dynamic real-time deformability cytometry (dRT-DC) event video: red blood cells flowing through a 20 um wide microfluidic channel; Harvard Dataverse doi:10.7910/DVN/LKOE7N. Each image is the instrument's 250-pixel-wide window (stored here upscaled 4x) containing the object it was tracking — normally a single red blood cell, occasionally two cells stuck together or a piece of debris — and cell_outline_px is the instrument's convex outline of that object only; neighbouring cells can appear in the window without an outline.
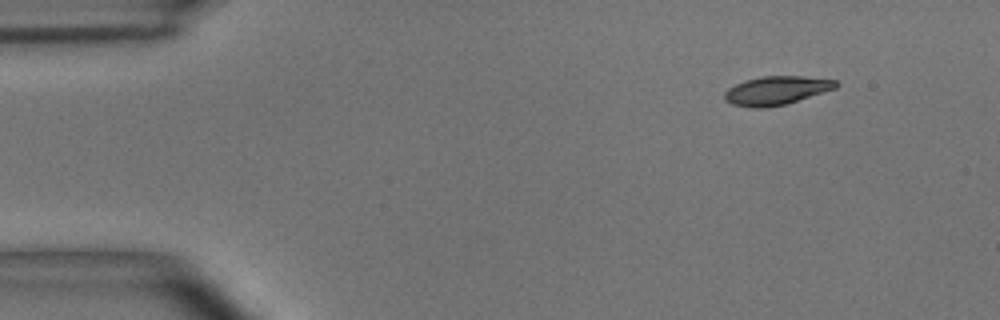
{"species": "common noctule bat (a hibernating species)", "species_latin": "Nyctalus noctula", "temperature_condition": "room temperature", "stored_images_in_passage": 9, "camera_frame_rate_fps": 3000, "um_per_image_px": 0.085, "animal": {"sex": "male", "body_mass_g": 15.6}, "frame": {"image": 1, "passage_image": 1, "time_ms": 0.0, "image_size_px": [1000, 320], "cell_outline_px": [[840, 84], [836, 88], [784, 104], [764, 108], [752, 108], [732, 104], [724, 100], [724, 92], [728, 88], [744, 80], [760, 76], [804, 76], [836, 80]], "centroid_in_image_um": [65.96, 7.68], "position_along_channel_um": 19.0, "area_um2": 18.55}}
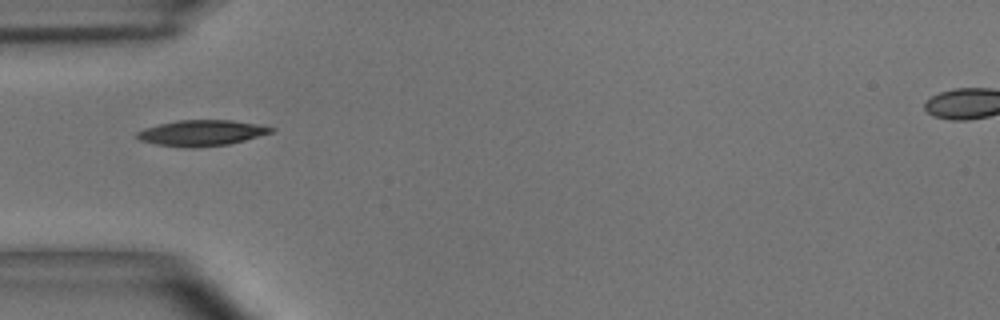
{"frame": {"image": 2, "passage_image": 4, "time_ms": 1.0, "image_size_px": [1000, 320], "cell_outline_px": [[276, 128], [272, 132], [244, 140], [228, 144], [196, 148], [188, 148], [156, 144], [140, 140], [136, 136], [136, 132], [144, 128], [160, 124], [180, 120], [232, 120], [256, 124]], "centroid_in_image_um": [17.11, 11.3], "position_along_channel_um": 67.9, "area_um2": 20.0}}